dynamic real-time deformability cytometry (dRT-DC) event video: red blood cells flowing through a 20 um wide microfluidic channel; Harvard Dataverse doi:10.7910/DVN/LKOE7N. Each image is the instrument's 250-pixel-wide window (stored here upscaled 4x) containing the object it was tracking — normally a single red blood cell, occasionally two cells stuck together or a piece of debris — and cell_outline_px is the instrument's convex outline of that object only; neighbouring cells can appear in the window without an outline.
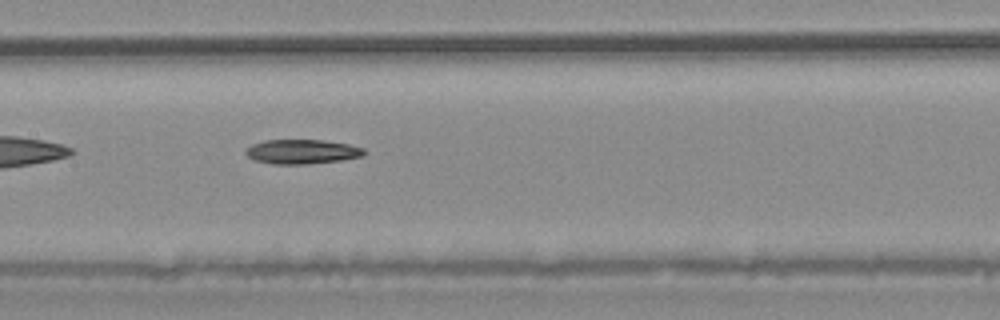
{"species": "common noctule bat (a hibernating species)", "species_latin": "Nyctalus noctula", "temperature_condition": "warm", "stored_images_in_passage": 30, "camera_frame_rate_fps": 3000, "um_per_image_px": 0.085, "animal": {"sex": "male", "body_mass_g": 20.4}, "frame": {"image": 1, "passage_image": 9, "time_ms": 2.667, "image_size_px": [1000, 320], "cell_outline_px": [[368, 152], [364, 156], [340, 160], [308, 164], [272, 164], [256, 160], [248, 156], [244, 152], [252, 144], [264, 140], [320, 140], [348, 144], [364, 148]], "centroid_in_image_um": [25.7, 12.89], "position_along_channel_um": 181.7, "area_um2": 16.82}}